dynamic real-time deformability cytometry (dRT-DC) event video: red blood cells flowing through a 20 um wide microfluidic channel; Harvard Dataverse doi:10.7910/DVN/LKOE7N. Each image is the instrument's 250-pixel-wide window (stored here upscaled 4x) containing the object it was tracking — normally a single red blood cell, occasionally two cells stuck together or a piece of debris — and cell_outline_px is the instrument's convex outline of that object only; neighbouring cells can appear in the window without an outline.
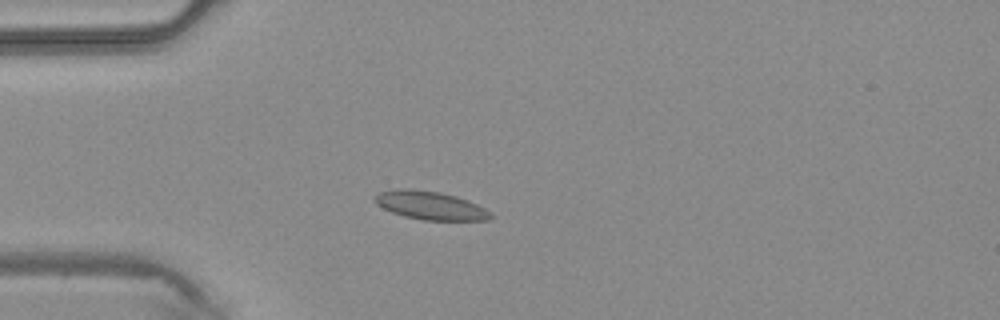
{"species": "common noctule bat (a hibernating species)", "species_latin": "Nyctalus noctula", "temperature_condition": "warm", "stored_images_in_passage": 42, "camera_frame_rate_fps": 3000, "um_per_image_px": 0.085, "animal": {"sex": "male", "body_mass_g": 20.4}, "frame": {"image": 1, "passage_image": 11, "time_ms": 3.333, "image_size_px": [1000, 320], "cell_outline_px": [[492, 216], [488, 220], [424, 220], [404, 216], [392, 212], [376, 204], [372, 200], [372, 196], [380, 192], [400, 188], [412, 188], [440, 192], [456, 196], [468, 200], [484, 208]], "centroid_in_image_um": [36.51, 17.45], "position_along_channel_um": 48.5, "area_um2": 19.13}}
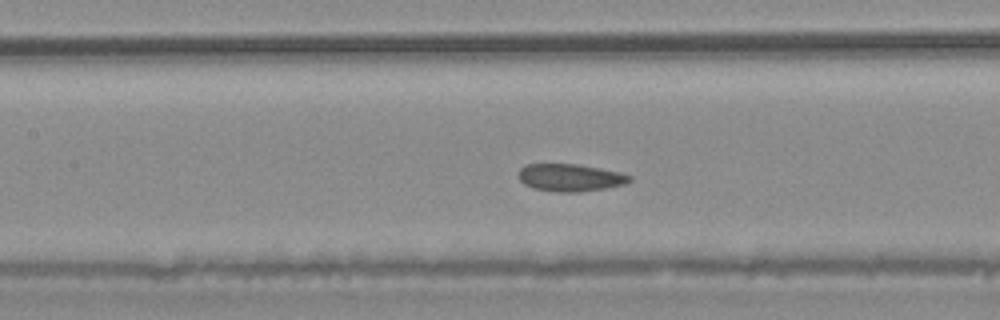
{"frame": {"image": 2, "passage_image": 19, "time_ms": 6.0, "image_size_px": [1000, 320], "cell_outline_px": [[632, 180], [624, 184], [604, 188], [580, 192], [560, 192], [536, 188], [524, 184], [520, 180], [520, 168], [528, 164], [576, 164], [600, 168], [620, 172], [632, 176]], "centroid_in_image_um": [48.51, 15.09], "position_along_channel_um": 158.9, "area_um2": 17.51}}
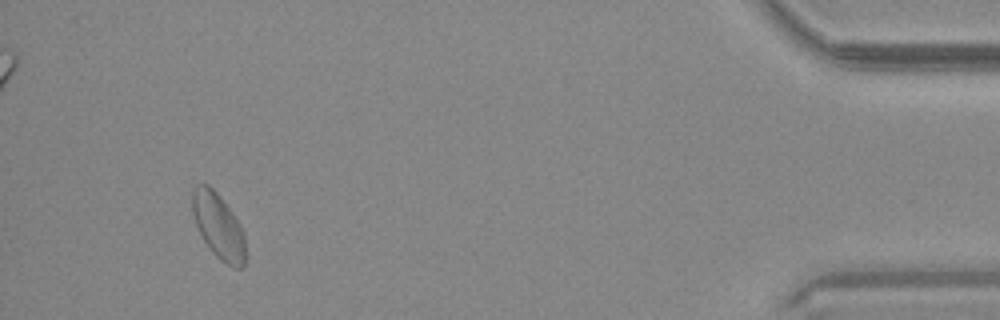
{"frame": {"image": 3, "passage_image": 40, "time_ms": 13.0, "image_size_px": [1000, 320], "cell_outline_px": [[244, 268], [232, 268], [220, 260], [212, 252], [204, 240], [196, 224], [192, 212], [192, 192], [196, 184], [208, 184], [220, 196], [232, 212], [240, 224], [244, 232]], "centroid_in_image_um": [18.56, 19.22], "position_along_channel_um": 416.6, "area_um2": 20.11}}